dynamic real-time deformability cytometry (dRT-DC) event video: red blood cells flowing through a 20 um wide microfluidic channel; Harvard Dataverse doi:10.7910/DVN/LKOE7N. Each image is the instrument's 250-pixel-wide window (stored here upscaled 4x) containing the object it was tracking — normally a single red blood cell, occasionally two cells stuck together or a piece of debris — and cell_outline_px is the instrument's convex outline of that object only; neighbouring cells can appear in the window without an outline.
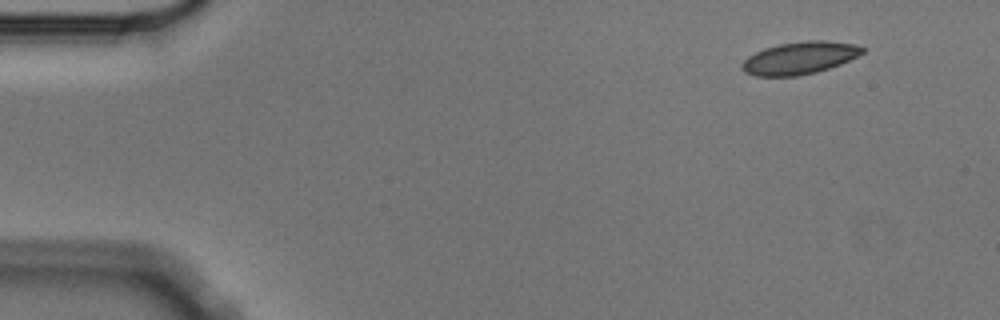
{"species": "Egyptian fruit bat (a non-hibernating species)", "species_latin": "Rousettus aegyptiacus", "temperature_condition": "cold", "stored_images_in_passage": 3, "camera_frame_rate_fps": 3000, "um_per_image_px": 0.085, "animal": {"sex": "male"}, "frame": {"image": 1, "passage_image": 1, "time_ms": 0.0, "image_size_px": [1000, 320], "cell_outline_px": [[864, 52], [840, 64], [816, 72], [796, 76], [756, 76], [744, 72], [740, 68], [740, 64], [748, 56], [764, 48], [780, 44], [808, 40], [824, 40], [856, 44], [864, 48]], "centroid_in_image_um": [67.93, 4.93], "position_along_channel_um": 17.1, "area_um2": 22.66}}
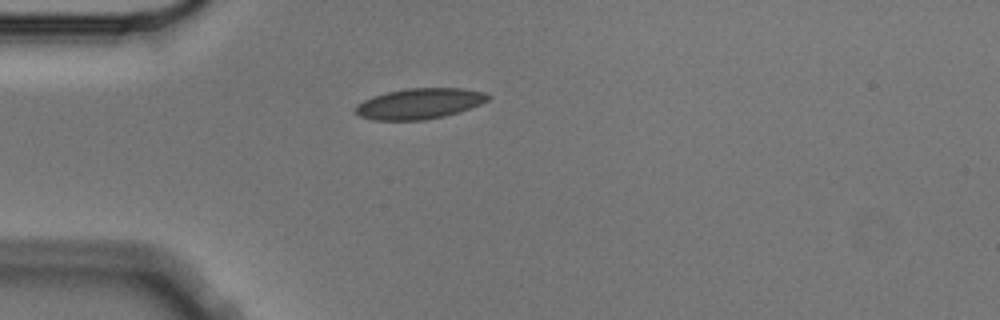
{"frame": {"image": 2, "passage_image": 3, "time_ms": 0.667, "image_size_px": [1000, 320], "cell_outline_px": [[492, 96], [488, 100], [480, 104], [460, 112], [444, 116], [424, 120], [372, 120], [360, 116], [356, 112], [356, 104], [372, 96], [388, 92], [408, 88], [460, 88], [484, 92]], "centroid_in_image_um": [35.66, 8.81], "position_along_channel_um": 49.3, "area_um2": 23.64}}